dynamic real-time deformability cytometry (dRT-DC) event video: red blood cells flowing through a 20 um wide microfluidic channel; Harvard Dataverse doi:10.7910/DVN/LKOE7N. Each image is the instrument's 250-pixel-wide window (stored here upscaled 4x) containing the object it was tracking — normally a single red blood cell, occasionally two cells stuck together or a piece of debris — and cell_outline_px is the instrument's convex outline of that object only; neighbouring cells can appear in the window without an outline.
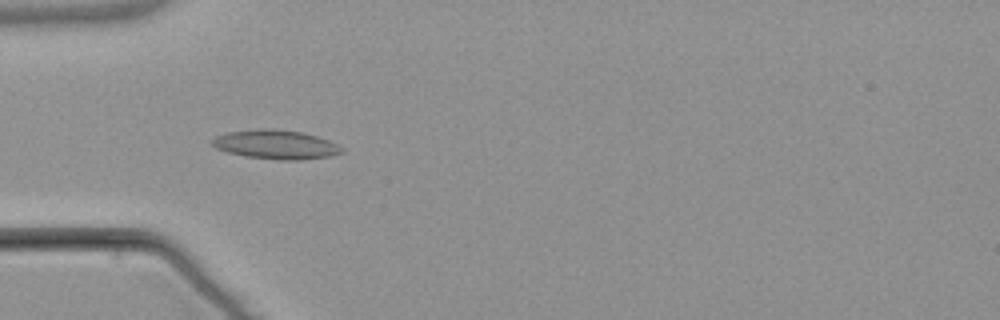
{"species": "common noctule bat (a hibernating species)", "species_latin": "Nyctalus noctula", "temperature_condition": "warm", "stored_images_in_passage": 5, "camera_frame_rate_fps": 3000, "um_per_image_px": 0.085, "animal": {"sex": "male", "body_mass_g": 21.5, "forearm_length_mm": 52.0}, "frame": {"image": 1, "passage_image": 5, "time_ms": 5.667, "image_size_px": [1000, 320], "cell_outline_px": [[344, 152], [328, 156], [300, 160], [280, 160], [244, 156], [228, 152], [216, 148], [208, 140], [216, 136], [228, 132], [256, 128], [268, 128], [300, 132], [316, 136], [328, 140], [344, 148]], "centroid_in_image_um": [23.4, 12.28], "position_along_channel_um": 61.6, "area_um2": 21.96}}